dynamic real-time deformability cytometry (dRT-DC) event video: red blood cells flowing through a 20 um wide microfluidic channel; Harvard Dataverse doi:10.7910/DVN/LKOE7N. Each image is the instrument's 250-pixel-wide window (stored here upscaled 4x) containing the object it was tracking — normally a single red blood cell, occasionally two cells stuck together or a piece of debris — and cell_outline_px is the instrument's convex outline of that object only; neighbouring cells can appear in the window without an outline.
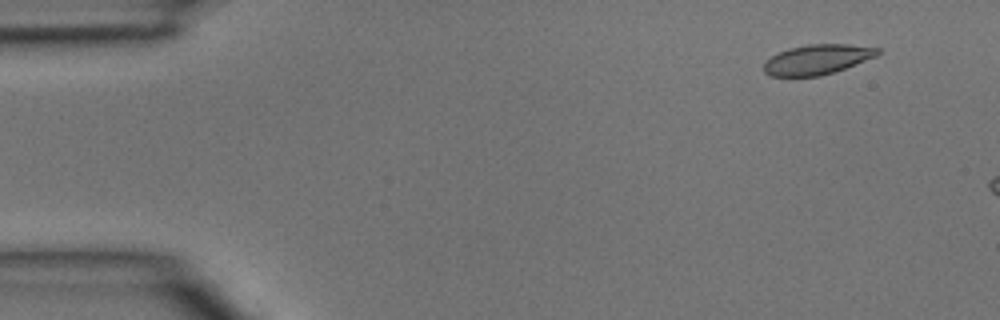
{"species": "common noctule bat (a hibernating species)", "species_latin": "Nyctalus noctula", "temperature_condition": "room temperature", "stored_images_in_passage": 6, "camera_frame_rate_fps": 3000, "um_per_image_px": 0.085, "animal": {"sex": "male", "body_mass_g": 15.6}, "frame": {"image": 1, "passage_image": 1, "time_ms": 0.0, "image_size_px": [1000, 320], "cell_outline_px": [[880, 52], [876, 56], [844, 68], [820, 76], [772, 76], [764, 72], [764, 64], [772, 56], [788, 48], [808, 44], [848, 44], [880, 48]], "centroid_in_image_um": [69.47, 5.04], "position_along_channel_um": 15.5, "area_um2": 19.54}}